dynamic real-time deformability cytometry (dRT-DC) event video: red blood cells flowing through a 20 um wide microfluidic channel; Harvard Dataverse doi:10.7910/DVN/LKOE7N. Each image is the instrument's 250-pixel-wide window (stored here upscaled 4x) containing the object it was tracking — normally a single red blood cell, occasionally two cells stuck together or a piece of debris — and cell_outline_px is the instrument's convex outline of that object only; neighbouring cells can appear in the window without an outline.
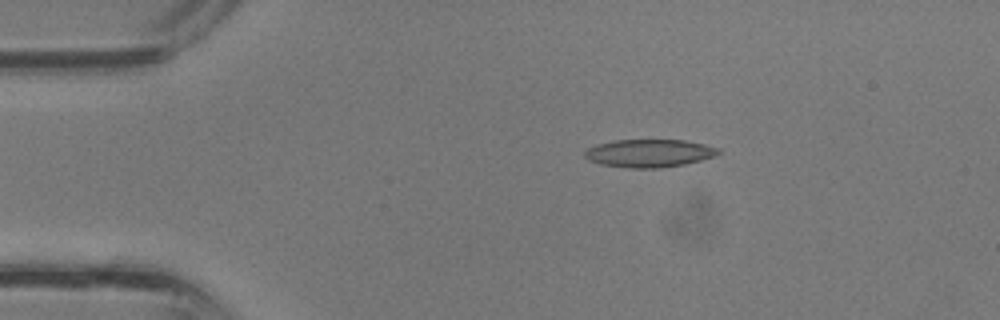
{"species": "common noctule bat (a hibernating species)", "species_latin": "Nyctalus noctula", "temperature_condition": "room temperature", "stored_images_in_passage": 8, "camera_frame_rate_fps": 3000, "um_per_image_px": 0.085, "animal": {"sex": "male", "body_mass_g": 13.3}, "frame": {"image": 1, "passage_image": 2, "time_ms": 0.333, "image_size_px": [1000, 320], "cell_outline_px": [[720, 152], [712, 156], [700, 160], [684, 164], [660, 168], [628, 168], [600, 164], [588, 160], [584, 156], [584, 152], [588, 148], [596, 144], [612, 140], [684, 140], [704, 144], [720, 148]], "centroid_in_image_um": [55.14, 13.02], "position_along_channel_um": 29.9, "area_um2": 21.73}}
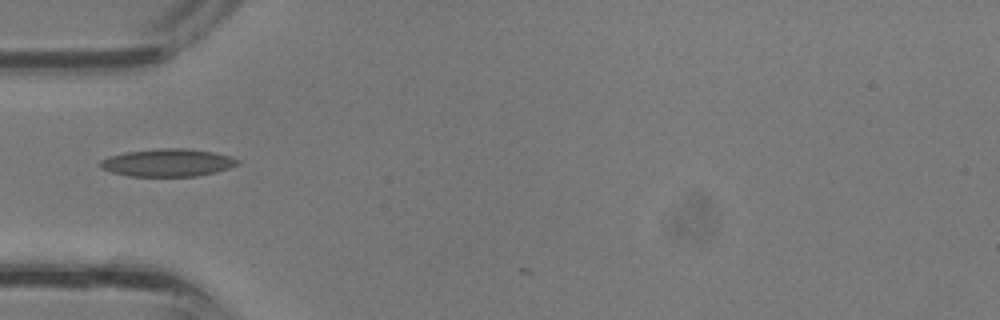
{"frame": {"image": 2, "passage_image": 7, "time_ms": 2.0, "image_size_px": [1000, 320], "cell_outline_px": [[240, 164], [216, 172], [196, 176], [128, 176], [112, 172], [100, 168], [100, 160], [112, 156], [128, 152], [160, 148], [184, 148], [212, 152], [228, 156], [240, 160]], "centroid_in_image_um": [14.27, 13.83], "position_along_channel_um": 70.7, "area_um2": 21.91}}